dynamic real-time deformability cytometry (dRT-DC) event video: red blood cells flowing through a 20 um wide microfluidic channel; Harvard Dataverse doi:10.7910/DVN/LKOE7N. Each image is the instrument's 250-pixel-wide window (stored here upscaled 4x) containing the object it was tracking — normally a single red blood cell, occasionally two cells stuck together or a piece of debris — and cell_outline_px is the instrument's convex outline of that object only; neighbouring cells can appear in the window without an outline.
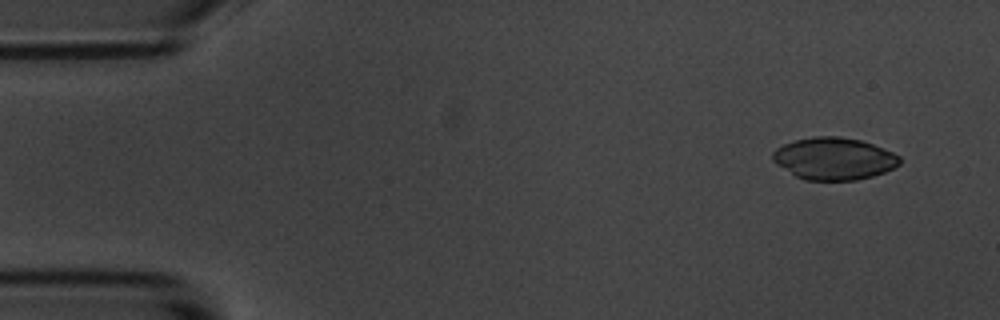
{"species": "common noctule bat (a hibernating species)", "species_latin": "Nyctalus noctula", "temperature_condition": "room temperature", "stored_images_in_passage": 3, "segment_of_instrument_passage": [2, 2], "camera_frame_rate_fps": 3000, "um_per_image_px": 0.085, "animal": {"sex": "male", "body_mass_g": 20.1, "forearm_length_mm": 53.5}, "frame": {"image": 1, "passage_image": 3, "time_ms": 3.0, "image_size_px": [1000, 320], "cell_outline_px": [[900, 164], [884, 172], [872, 176], [856, 180], [804, 180], [796, 176], [776, 164], [772, 160], [772, 152], [776, 148], [784, 144], [796, 140], [812, 136], [840, 136], [860, 140], [872, 144], [892, 152], [900, 156]], "centroid_in_image_um": [70.86, 13.48], "position_along_channel_um": 14.1, "area_um2": 31.15}}